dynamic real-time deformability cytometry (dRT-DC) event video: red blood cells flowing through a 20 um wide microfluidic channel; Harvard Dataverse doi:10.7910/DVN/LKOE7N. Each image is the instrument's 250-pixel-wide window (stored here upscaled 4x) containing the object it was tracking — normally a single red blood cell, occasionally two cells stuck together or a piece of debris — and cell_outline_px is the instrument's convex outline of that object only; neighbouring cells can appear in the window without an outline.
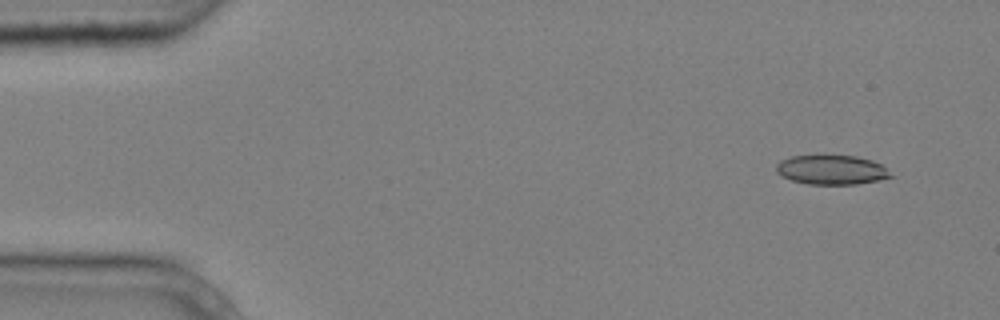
{"species": "common noctule bat (a hibernating species)", "species_latin": "Nyctalus noctula", "temperature_condition": "cold", "stored_images_in_passage": 4, "camera_frame_rate_fps": 3000, "um_per_image_px": 0.085, "animal": {"sex": "male", "body_mass_g": 20.4}, "frame": {"image": 1, "passage_image": 1, "time_ms": 0.0, "image_size_px": [1000, 320], "cell_outline_px": [[896, 176], [880, 180], [856, 184], [808, 184], [792, 180], [780, 176], [776, 172], [776, 164], [780, 160], [792, 156], [824, 152], [856, 156], [872, 160], [880, 164]], "centroid_in_image_um": [70.66, 14.38], "position_along_channel_um": 14.3, "area_um2": 20.58}}
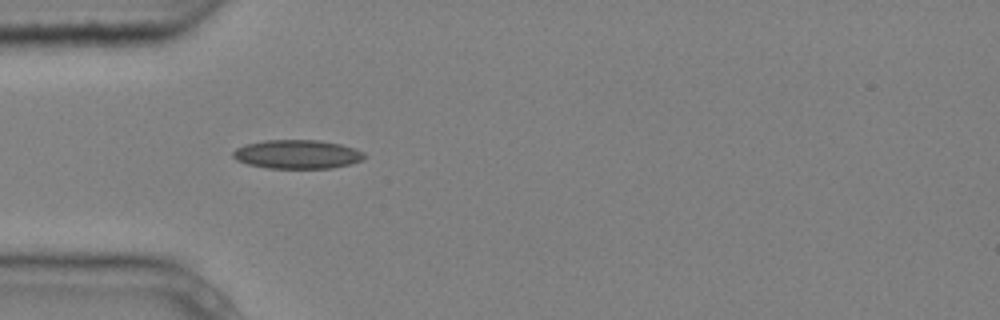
{"frame": {"image": 2, "passage_image": 4, "time_ms": 1.0, "image_size_px": [1000, 320], "cell_outline_px": [[368, 156], [360, 160], [348, 164], [332, 168], [268, 168], [248, 164], [236, 160], [232, 156], [232, 152], [236, 148], [244, 144], [264, 140], [320, 140], [340, 144], [356, 148], [364, 152]], "centroid_in_image_um": [25.26, 13.1], "position_along_channel_um": 59.7, "area_um2": 22.2}}